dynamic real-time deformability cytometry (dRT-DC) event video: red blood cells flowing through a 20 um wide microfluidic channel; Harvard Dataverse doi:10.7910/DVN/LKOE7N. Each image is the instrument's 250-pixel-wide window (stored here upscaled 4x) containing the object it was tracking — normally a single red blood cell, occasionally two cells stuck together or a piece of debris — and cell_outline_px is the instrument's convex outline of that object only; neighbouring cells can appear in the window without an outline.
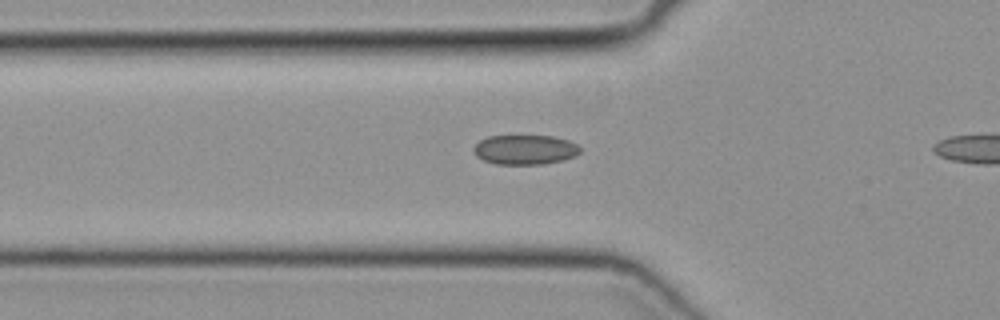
{"species": "common noctule bat (a hibernating species)", "species_latin": "Nyctalus noctula", "temperature_condition": "cold", "stored_images_in_passage": 13, "camera_frame_rate_fps": 3000, "um_per_image_px": 0.085, "animal": {"sex": "female", "body_mass_g": 19.3, "forearm_length_mm": 54.1}, "frame": {"image": 1, "passage_image": 11, "time_ms": 3.333, "image_size_px": [1000, 320], "cell_outline_px": [[580, 152], [576, 156], [564, 160], [540, 164], [496, 164], [484, 160], [476, 156], [472, 148], [480, 140], [488, 136], [552, 136], [568, 140], [576, 144], [580, 148]], "centroid_in_image_um": [44.62, 12.72], "position_along_channel_um": 81.2, "area_um2": 18.38}}